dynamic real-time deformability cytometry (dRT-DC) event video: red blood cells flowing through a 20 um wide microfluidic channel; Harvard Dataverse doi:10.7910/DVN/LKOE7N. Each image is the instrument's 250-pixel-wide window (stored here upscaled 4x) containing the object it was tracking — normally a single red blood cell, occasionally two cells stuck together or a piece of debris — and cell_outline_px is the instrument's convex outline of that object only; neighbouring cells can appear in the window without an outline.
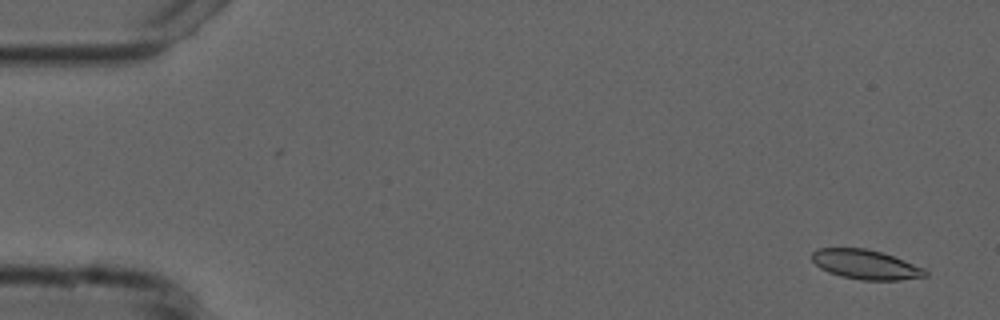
{"species": "common noctule bat (a hibernating species)", "species_latin": "Nyctalus noctula", "temperature_condition": "cold", "stored_images_in_passage": 6, "camera_frame_rate_fps": 3000, "um_per_image_px": 0.085, "animal": {"sex": "male", "forearm_length_mm": 52.5}, "frame": {"image": 1, "passage_image": 1, "time_ms": 0.0, "image_size_px": [1000, 320], "cell_outline_px": [[928, 276], [900, 280], [860, 280], [840, 276], [828, 272], [820, 268], [812, 260], [812, 252], [816, 248], [864, 248], [880, 252], [892, 256], [924, 268], [928, 272]], "centroid_in_image_um": [73.56, 22.49], "position_along_channel_um": 11.4, "area_um2": 19.42}}
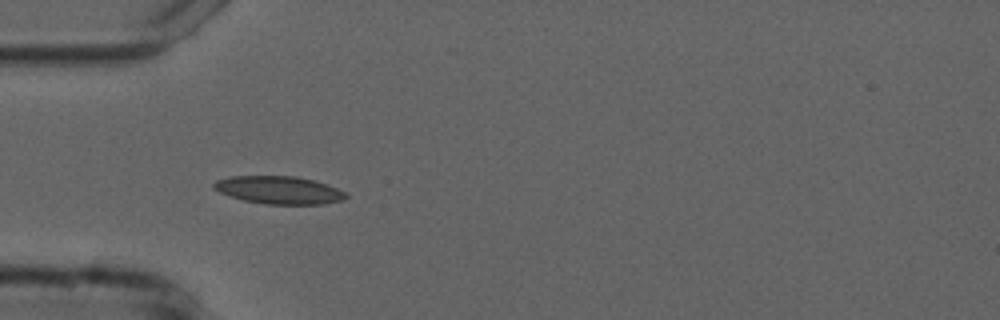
{"frame": {"image": 2, "passage_image": 5, "time_ms": 4.667, "image_size_px": [1000, 320], "cell_outline_px": [[348, 196], [344, 200], [324, 204], [264, 204], [244, 200], [220, 192], [212, 188], [212, 184], [216, 180], [232, 176], [296, 176], [312, 180], [348, 192]], "centroid_in_image_um": [23.73, 16.16], "position_along_channel_um": 61.3, "area_um2": 21.33}}
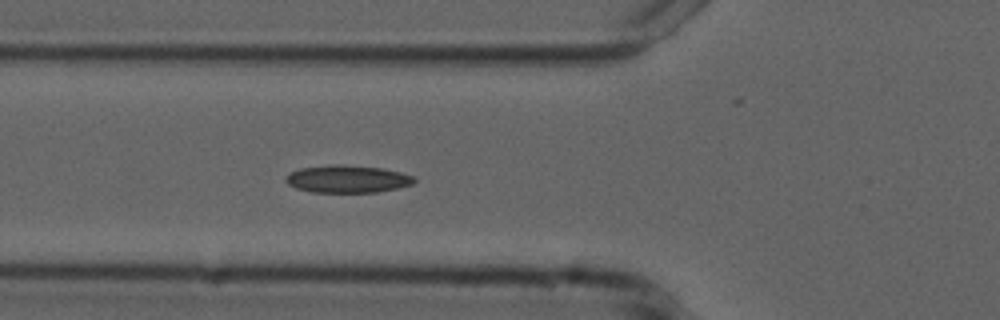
{"frame": {"image": 3, "passage_image": 6, "time_ms": 5.667, "image_size_px": [1000, 320], "cell_outline_px": [[416, 180], [412, 184], [396, 188], [376, 192], [312, 192], [296, 188], [288, 184], [284, 180], [288, 172], [300, 168], [332, 164], [340, 164], [380, 168], [400, 172], [416, 176]], "centroid_in_image_um": [29.5, 15.21], "position_along_channel_um": 96.3, "area_um2": 20.63}}